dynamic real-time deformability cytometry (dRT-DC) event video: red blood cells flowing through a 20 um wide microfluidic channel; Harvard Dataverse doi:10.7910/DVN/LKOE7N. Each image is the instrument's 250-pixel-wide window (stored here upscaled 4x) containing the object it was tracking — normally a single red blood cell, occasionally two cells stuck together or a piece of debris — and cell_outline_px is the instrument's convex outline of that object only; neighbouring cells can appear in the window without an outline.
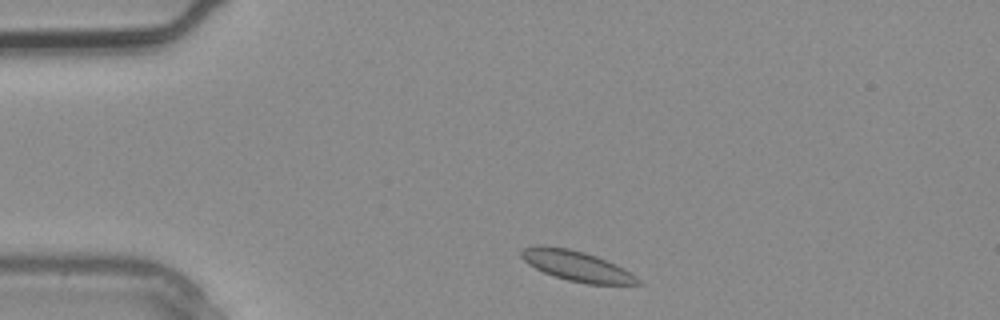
{"species": "common noctule bat (a hibernating species)", "species_latin": "Nyctalus noctula", "temperature_condition": "warm", "stored_images_in_passage": 1, "camera_frame_rate_fps": 3000, "um_per_image_px": 0.085, "animal": {"sex": "male", "body_mass_g": 20.4}, "frame": {"image": 1, "passage_image": 1, "time_ms": 0.0, "image_size_px": [1000, 320], "cell_outline_px": [[644, 284], [588, 284], [568, 280], [544, 272], [528, 264], [520, 256], [520, 252], [524, 248], [568, 248], [584, 252], [596, 256], [636, 276]], "centroid_in_image_um": [49.05, 22.64], "position_along_channel_um": 35.9, "area_um2": 19.48}}